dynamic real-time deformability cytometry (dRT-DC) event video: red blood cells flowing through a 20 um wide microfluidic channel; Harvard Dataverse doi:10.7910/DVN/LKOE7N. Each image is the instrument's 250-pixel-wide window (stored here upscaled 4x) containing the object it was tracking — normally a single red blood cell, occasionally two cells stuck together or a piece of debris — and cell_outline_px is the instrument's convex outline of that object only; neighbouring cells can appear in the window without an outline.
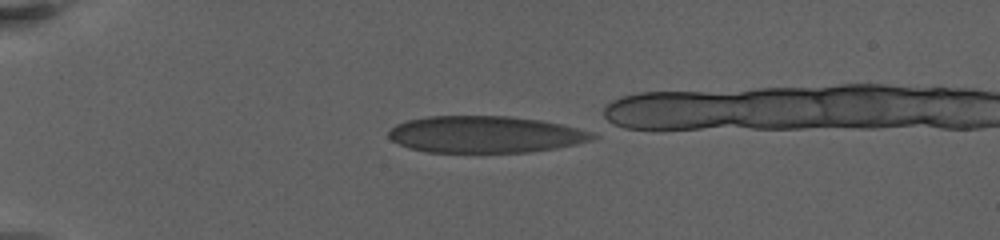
{"species": "human", "species_latin": "Homo sapiens", "temperature_condition": "warm", "stored_images_in_passage": 28, "camera_frame_rate_fps": 3000, "um_per_image_px": 0.085, "donor": {"sex": "female"}, "frame": {"image": 1, "passage_image": 1, "time_ms": 0.0, "image_size_px": [1000, 240], "cell_outline_px": [[596, 136], [588, 140], [572, 144], [552, 148], [528, 152], [428, 152], [408, 148], [392, 140], [388, 136], [388, 132], [396, 124], [408, 120], [428, 116], [508, 116], [540, 120], [560, 124], [576, 128], [588, 132]], "centroid_in_image_um": [41.14, 11.42], "position_along_channel_um": 43.9, "area_um2": 43.06}}
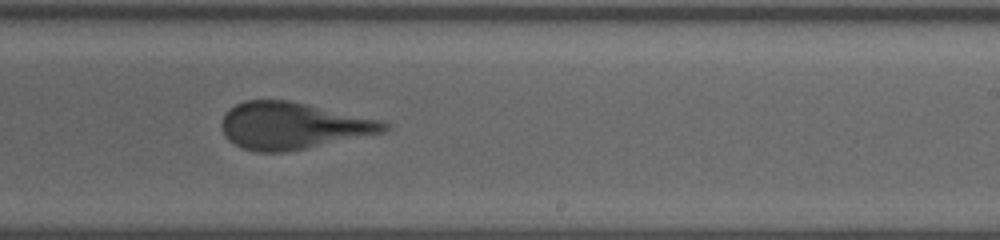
{"frame": {"image": 2, "passage_image": 18, "time_ms": 8.667, "image_size_px": [1000, 240], "cell_outline_px": [[388, 128], [384, 132], [284, 152], [256, 152], [244, 148], [228, 140], [220, 124], [228, 108], [244, 100], [288, 100], [380, 120], [388, 124]], "centroid_in_image_um": [24.83, 10.68], "position_along_channel_um": 264.2, "area_um2": 43.7}}
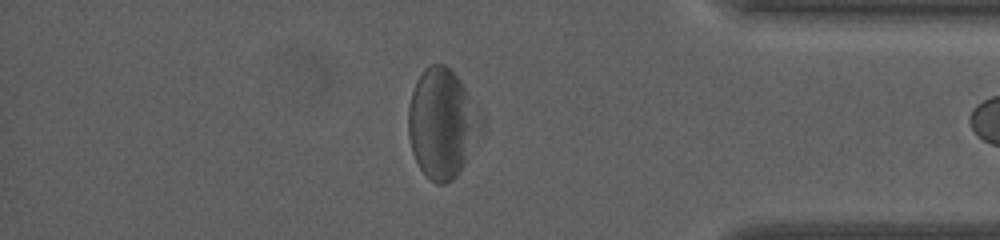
{"frame": {"image": 3, "passage_image": 27, "time_ms": 13.667, "image_size_px": [1000, 240], "cell_outline_px": [[488, 128], [460, 172], [452, 180], [444, 184], [436, 184], [420, 168], [412, 152], [408, 136], [408, 108], [412, 92], [416, 80], [424, 68], [432, 64], [444, 64], [460, 80], [484, 120]], "centroid_in_image_um": [37.63, 10.52], "position_along_channel_um": 397.6, "area_um2": 47.16}}